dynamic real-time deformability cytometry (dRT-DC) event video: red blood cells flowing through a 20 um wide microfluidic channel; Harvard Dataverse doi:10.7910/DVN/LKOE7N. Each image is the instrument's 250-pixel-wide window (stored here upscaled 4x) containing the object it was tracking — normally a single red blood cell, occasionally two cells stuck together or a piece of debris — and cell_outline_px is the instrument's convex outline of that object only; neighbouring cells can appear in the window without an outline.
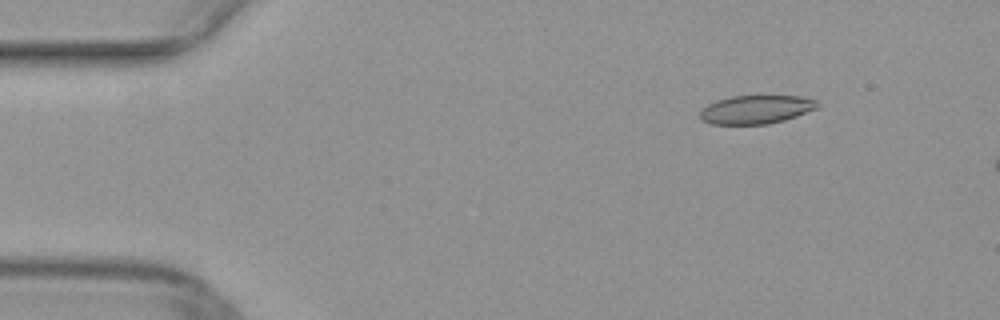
{"species": "common noctule bat (a hibernating species)", "species_latin": "Nyctalus noctula", "temperature_condition": "warm", "stored_images_in_passage": 10, "camera_frame_rate_fps": 3000, "um_per_image_px": 0.085, "animal": {"sex": "female", "body_mass_g": 29.2, "forearm_length_mm": 56.3}, "frame": {"image": 1, "passage_image": 1, "time_ms": 0.0, "image_size_px": [1000, 320], "cell_outline_px": [[820, 104], [816, 108], [796, 116], [784, 120], [768, 124], [712, 124], [700, 120], [700, 108], [716, 100], [732, 96], [800, 96], [816, 100]], "centroid_in_image_um": [64.23, 9.31], "position_along_channel_um": 20.8, "area_um2": 19.54}}